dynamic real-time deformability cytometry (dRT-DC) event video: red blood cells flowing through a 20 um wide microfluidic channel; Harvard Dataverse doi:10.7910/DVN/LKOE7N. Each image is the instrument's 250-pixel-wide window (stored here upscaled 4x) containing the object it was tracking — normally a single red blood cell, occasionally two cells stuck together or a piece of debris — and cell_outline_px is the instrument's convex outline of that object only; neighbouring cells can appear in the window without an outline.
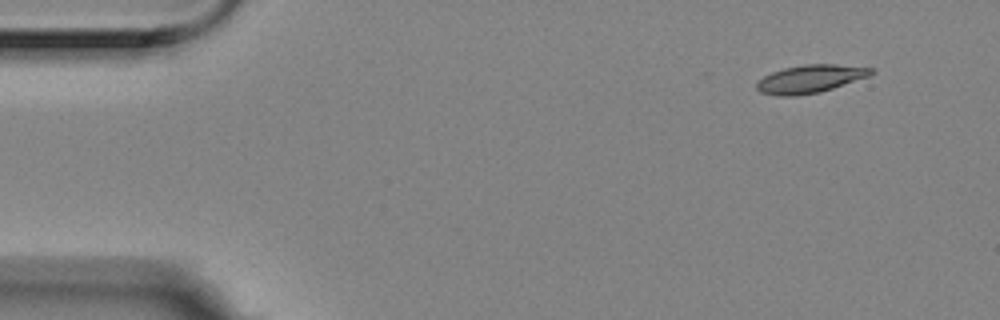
{"species": "Egyptian fruit bat (a non-hibernating species)", "species_latin": "Rousettus aegyptiacus", "temperature_condition": "room temperature", "stored_images_in_passage": 4, "camera_frame_rate_fps": 3000, "um_per_image_px": 0.085, "animal": {"sex": "female"}, "frame": {"image": 1, "passage_image": 1, "time_ms": 0.0, "image_size_px": [1000, 320], "cell_outline_px": [[876, 72], [868, 76], [820, 92], [792, 96], [780, 96], [760, 92], [756, 88], [756, 84], [764, 76], [772, 72], [784, 68], [804, 64], [836, 64], [876, 68]], "centroid_in_image_um": [68.89, 6.69], "position_along_channel_um": 16.1, "area_um2": 18.55}}
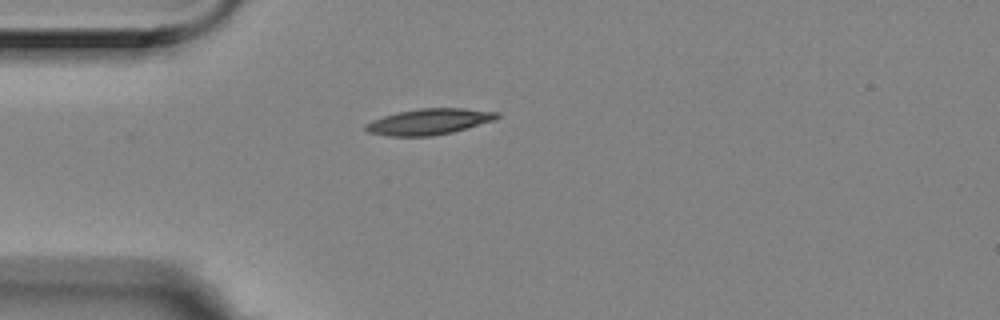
{"frame": {"image": 2, "passage_image": 4, "time_ms": 1.0, "image_size_px": [1000, 320], "cell_outline_px": [[500, 116], [496, 120], [468, 128], [452, 132], [432, 136], [388, 136], [368, 132], [364, 128], [364, 124], [372, 120], [396, 112], [420, 108], [464, 108], [500, 112]], "centroid_in_image_um": [36.49, 10.34], "position_along_channel_um": 48.5, "area_um2": 20.06}}